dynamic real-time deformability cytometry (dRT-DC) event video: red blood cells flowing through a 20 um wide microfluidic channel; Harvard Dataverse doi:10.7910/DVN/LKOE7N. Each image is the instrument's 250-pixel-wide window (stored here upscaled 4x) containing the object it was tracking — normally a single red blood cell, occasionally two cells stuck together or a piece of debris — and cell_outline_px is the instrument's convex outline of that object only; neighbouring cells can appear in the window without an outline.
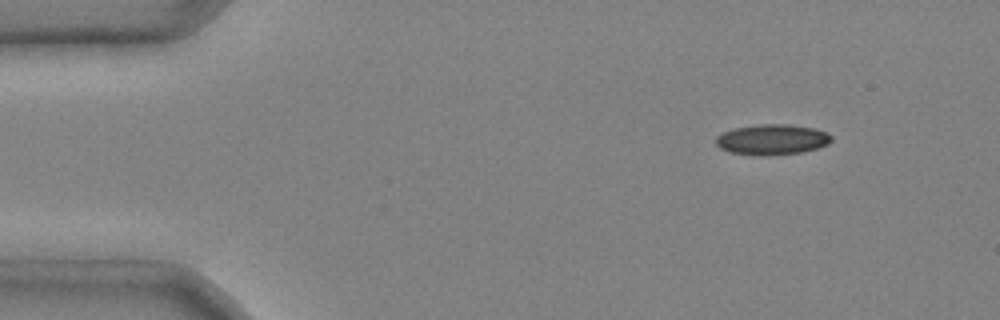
{"species": "common noctule bat (a hibernating species)", "species_latin": "Nyctalus noctula", "temperature_condition": "cold", "stored_images_in_passage": 3, "camera_frame_rate_fps": 3000, "um_per_image_px": 0.085, "animal": {"sex": "male", "body_mass_g": 20.4}, "frame": {"image": 1, "passage_image": 1, "time_ms": 0.0, "image_size_px": [1000, 320], "cell_outline_px": [[832, 140], [828, 144], [804, 152], [768, 156], [752, 156], [728, 152], [720, 148], [716, 144], [716, 136], [732, 128], [760, 124], [788, 124], [812, 128], [828, 132], [832, 136]], "centroid_in_image_um": [65.61, 11.87], "position_along_channel_um": 19.4, "area_um2": 20.87}}